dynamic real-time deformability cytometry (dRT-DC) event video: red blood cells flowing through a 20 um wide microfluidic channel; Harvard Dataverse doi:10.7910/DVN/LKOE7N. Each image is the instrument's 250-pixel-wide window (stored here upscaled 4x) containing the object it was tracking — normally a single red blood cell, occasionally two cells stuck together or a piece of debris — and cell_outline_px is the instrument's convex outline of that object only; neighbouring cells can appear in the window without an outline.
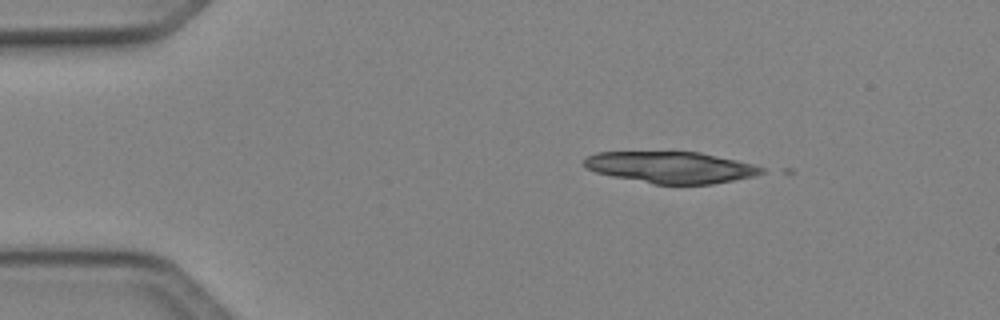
{"species": "Egyptian fruit bat (a non-hibernating species)", "species_latin": "Rousettus aegyptiacus", "temperature_condition": "cold", "stored_images_in_passage": 3, "camera_frame_rate_fps": 3000, "um_per_image_px": 0.085, "animal": {"sex": "female"}, "frame": {"image": 1, "passage_image": 1, "time_ms": 0.0, "image_size_px": [1000, 320], "cell_outline_px": [[764, 172], [752, 176], [712, 184], [652, 184], [612, 176], [596, 172], [588, 168], [584, 164], [584, 160], [588, 156], [596, 152], [700, 152], [736, 160], [752, 164], [764, 168]], "centroid_in_image_um": [57.0, 14.22], "position_along_channel_um": 28.0, "area_um2": 32.25}}